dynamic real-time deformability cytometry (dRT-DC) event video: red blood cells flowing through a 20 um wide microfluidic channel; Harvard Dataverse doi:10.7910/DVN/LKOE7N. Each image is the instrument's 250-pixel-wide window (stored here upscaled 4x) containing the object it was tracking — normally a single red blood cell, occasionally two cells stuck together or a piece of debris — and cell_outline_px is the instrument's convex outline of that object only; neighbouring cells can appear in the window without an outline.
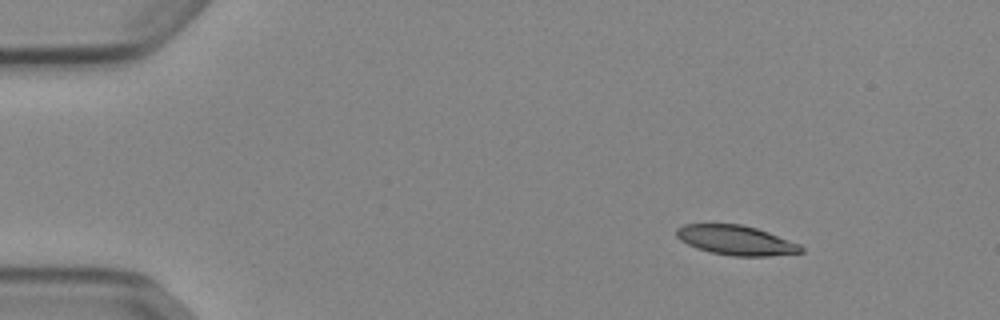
{"species": "Egyptian fruit bat (a non-hibernating species)", "species_latin": "Rousettus aegyptiacus", "temperature_condition": "cold", "stored_images_in_passage": 47, "camera_frame_rate_fps": 3000, "um_per_image_px": 0.085, "animal": {"sex": "female"}, "frame": {"image": 1, "passage_image": 1, "time_ms": 0.0, "image_size_px": [1000, 320], "cell_outline_px": [[804, 252], [768, 256], [732, 256], [712, 252], [696, 248], [680, 240], [676, 236], [676, 228], [684, 224], [740, 224], [756, 228], [768, 232], [800, 244], [804, 248]], "centroid_in_image_um": [62.56, 20.42], "position_along_channel_um": 22.4, "area_um2": 21.44}}
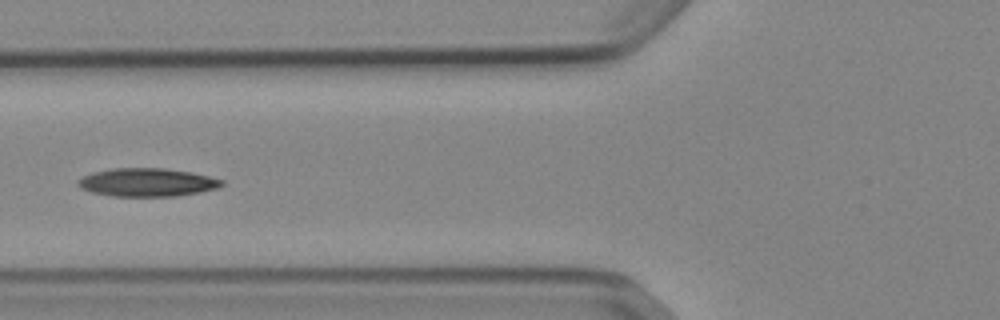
{"frame": {"image": 2, "passage_image": 15, "time_ms": 4.667, "image_size_px": [1000, 320], "cell_outline_px": [[224, 184], [216, 188], [200, 192], [176, 196], [112, 196], [92, 192], [80, 188], [76, 184], [76, 180], [92, 172], [112, 168], [164, 168], [192, 172], [224, 180]], "centroid_in_image_um": [12.48, 15.49], "position_along_channel_um": 113.3, "area_um2": 23.76}}
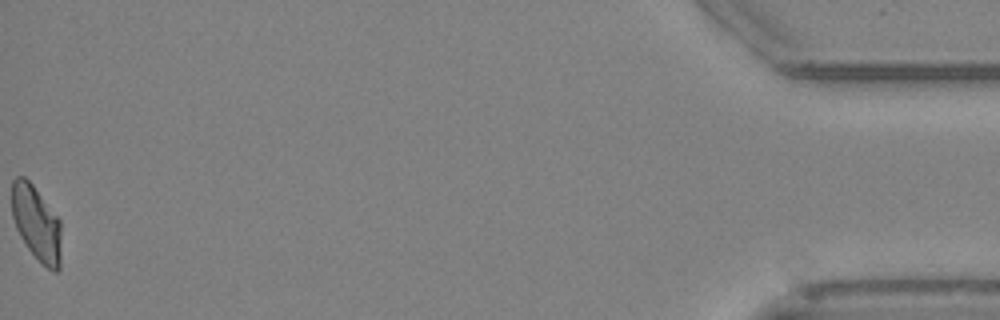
{"frame": {"image": 3, "passage_image": 47, "time_ms": 15.333, "image_size_px": [1000, 320], "cell_outline_px": [[60, 268], [56, 272], [52, 272], [28, 248], [20, 236], [16, 228], [12, 216], [12, 180], [16, 176], [24, 176], [32, 184], [60, 220]], "centroid_in_image_um": [3.08, 18.95], "position_along_channel_um": 432.1, "area_um2": 21.27}, "authors_computed_cell_mechanics": {"area_um2": 22.542, "velocity_mm_per_s": 3.8736, "shape_relaxation_time_tau1_ms": 10.9838, "shape_relaxation_time_tau2_ms": 8.3374, "deformation_change_tau1": 0.2268, "deformation_change_tau2": 0.1718}}